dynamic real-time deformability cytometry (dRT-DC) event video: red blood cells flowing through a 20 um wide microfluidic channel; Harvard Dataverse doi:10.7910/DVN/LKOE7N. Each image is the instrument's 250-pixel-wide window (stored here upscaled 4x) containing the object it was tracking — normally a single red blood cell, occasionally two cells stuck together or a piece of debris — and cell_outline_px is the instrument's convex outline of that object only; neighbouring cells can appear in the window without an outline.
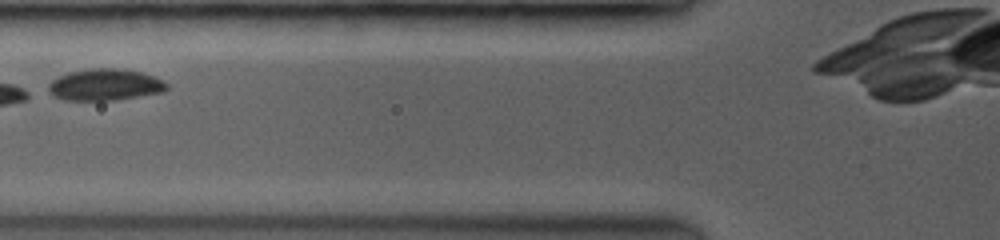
{"species": "common noctule bat (a hibernating species)", "species_latin": "Nyctalus noctula", "temperature_condition": "room temperature", "stored_images_in_passage": 8, "camera_frame_rate_fps": 3500, "um_per_image_px": 0.085, "animal": {"sex": "female", "body_mass_g": 19.0, "forearm_length_mm": 53.3}, "frame": {"image": 1, "passage_image": 5, "time_ms": 2.0, "image_size_px": [1000, 240], "cell_outline_px": [[168, 88], [160, 92], [112, 100], [68, 100], [56, 96], [48, 88], [48, 84], [52, 80], [68, 72], [92, 68], [120, 68], [140, 72], [164, 80], [168, 84]], "centroid_in_image_um": [8.93, 7.18], "position_along_channel_um": 116.9, "area_um2": 21.39}}
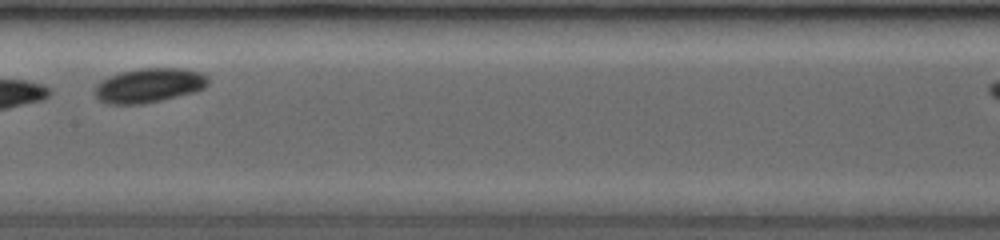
{"frame": {"image": 2, "passage_image": 7, "time_ms": 4.0, "image_size_px": [1000, 240], "cell_outline_px": [[208, 84], [204, 88], [192, 92], [140, 104], [112, 104], [100, 100], [96, 96], [96, 88], [100, 80], [108, 76], [120, 72], [140, 68], [180, 68], [200, 72], [208, 76]], "centroid_in_image_um": [12.66, 7.23], "position_along_channel_um": 194.7, "area_um2": 22.31}}